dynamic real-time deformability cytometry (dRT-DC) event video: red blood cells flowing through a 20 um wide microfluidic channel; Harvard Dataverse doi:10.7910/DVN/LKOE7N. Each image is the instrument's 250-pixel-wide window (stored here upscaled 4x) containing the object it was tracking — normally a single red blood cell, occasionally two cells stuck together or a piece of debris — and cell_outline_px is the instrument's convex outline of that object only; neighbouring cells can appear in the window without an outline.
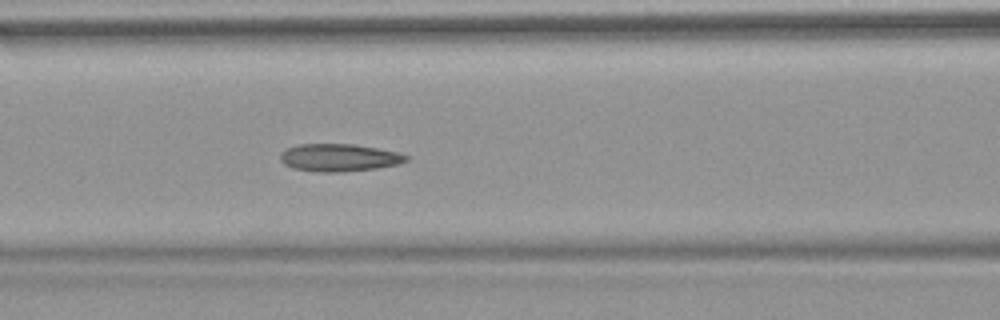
{"species": "common noctule bat (a hibernating species)", "species_latin": "Nyctalus noctula", "temperature_condition": "warm", "stored_images_in_passage": 53, "camera_frame_rate_fps": 3000, "um_per_image_px": 0.085, "animal": {"sex": "female", "body_mass_g": 18.4}, "frame": {"image": 1, "passage_image": 23, "time_ms": 7.333, "image_size_px": [1000, 320], "cell_outline_px": [[408, 160], [396, 164], [376, 168], [340, 172], [320, 172], [292, 168], [284, 164], [280, 160], [280, 152], [288, 148], [300, 144], [356, 144], [400, 152], [408, 156]], "centroid_in_image_um": [28.82, 13.39], "position_along_channel_um": 137.8, "area_um2": 20.23}, "authors_computed_cell_mechanics": {"area_um2": 20.23, "velocity_mm_per_s": 3.7992, "shape_relaxation_time_tau1_ms": null, "shape_relaxation_time_tau2_ms": 2.9091, "deformation_change_tau1": null, "deformation_change_tau2": 0.1069}}